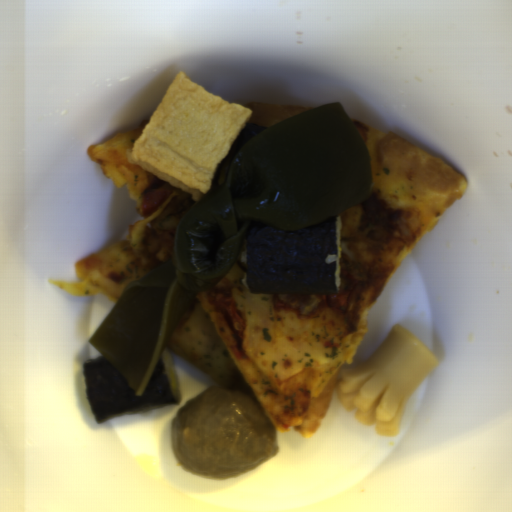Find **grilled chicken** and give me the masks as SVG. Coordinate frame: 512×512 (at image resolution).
Masks as SVG:
<instances>
[{
	"mask_svg": "<svg viewBox=\"0 0 512 512\" xmlns=\"http://www.w3.org/2000/svg\"><path fill=\"white\" fill-rule=\"evenodd\" d=\"M369 275L362 264L340 253V286L336 294H326L327 305L355 318Z\"/></svg>",
	"mask_w": 512,
	"mask_h": 512,
	"instance_id": "277b20a1",
	"label": "grilled chicken"
}]
</instances>
